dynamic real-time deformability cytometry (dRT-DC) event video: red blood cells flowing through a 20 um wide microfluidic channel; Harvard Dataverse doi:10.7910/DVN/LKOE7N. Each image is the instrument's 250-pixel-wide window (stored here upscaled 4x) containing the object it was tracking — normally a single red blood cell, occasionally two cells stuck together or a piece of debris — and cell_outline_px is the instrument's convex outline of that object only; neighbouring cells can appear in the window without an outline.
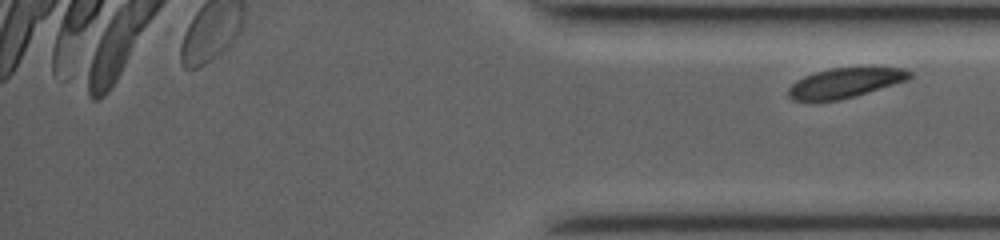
{"species": "common noctule bat (a hibernating species)", "species_latin": "Nyctalus noctula", "temperature_condition": "room temperature", "stored_images_in_passage": 20, "segment_of_instrument_passage": [2, 2], "camera_frame_rate_fps": 3500, "um_per_image_px": 0.085, "animal": {"sex": "female", "body_mass_g": 19.0, "forearm_length_mm": 53.3}, "frame": {"image": 1, "passage_image": 20, "time_ms": 10.286, "image_size_px": [1000, 240], "cell_outline_px": [[912, 76], [908, 80], [856, 96], [840, 100], [816, 104], [792, 100], [788, 96], [788, 88], [796, 80], [804, 76], [816, 72], [832, 68], [904, 68], [912, 72]], "centroid_in_image_um": [71.76, 7.1], "position_along_channel_um": 363.4, "area_um2": 21.56}}